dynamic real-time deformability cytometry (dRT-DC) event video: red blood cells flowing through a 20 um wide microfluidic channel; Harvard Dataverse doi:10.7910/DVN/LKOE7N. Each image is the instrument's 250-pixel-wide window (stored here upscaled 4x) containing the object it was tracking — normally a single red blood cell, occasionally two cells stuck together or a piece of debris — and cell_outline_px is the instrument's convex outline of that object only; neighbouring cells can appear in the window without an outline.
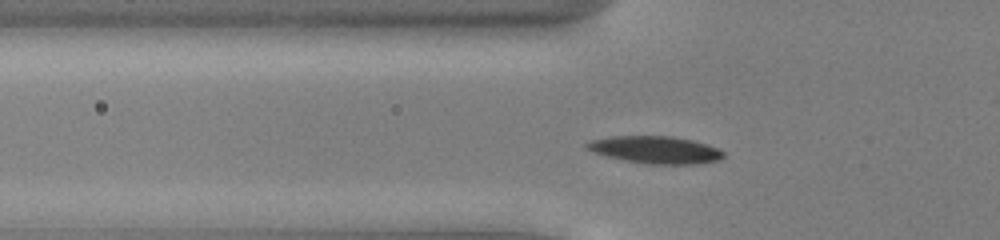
{"species": "common noctule bat (a hibernating species)", "species_latin": "Nyctalus noctula", "temperature_condition": "cold", "stored_images_in_passage": 48, "segment_of_instrument_passage": [1, 2], "camera_frame_rate_fps": 3000, "um_per_image_px": 0.085, "animal": {"sex": "male", "body_mass_g": 13.0, "forearm_length_mm": 53.1}, "frame": {"image": 1, "passage_image": 12, "time_ms": 3.667, "image_size_px": [1000, 240], "cell_outline_px": [[724, 156], [720, 160], [696, 164], [648, 164], [624, 160], [608, 156], [584, 148], [584, 144], [592, 140], [612, 136], [672, 136], [692, 140], [708, 144], [724, 152]], "centroid_in_image_um": [55.73, 12.73], "position_along_channel_um": 70.1, "area_um2": 21.68}}
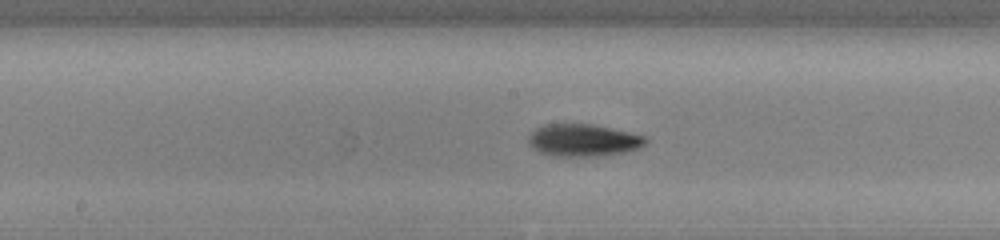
{"frame": {"image": 2, "passage_image": 22, "time_ms": 7.0, "image_size_px": [1000, 240], "cell_outline_px": [[648, 140], [640, 148], [624, 152], [604, 156], [556, 156], [540, 152], [532, 148], [528, 144], [528, 136], [536, 128], [544, 124], [592, 124], [612, 128], [644, 136]], "centroid_in_image_um": [49.56, 11.92], "position_along_channel_um": 198.6, "area_um2": 22.08}}
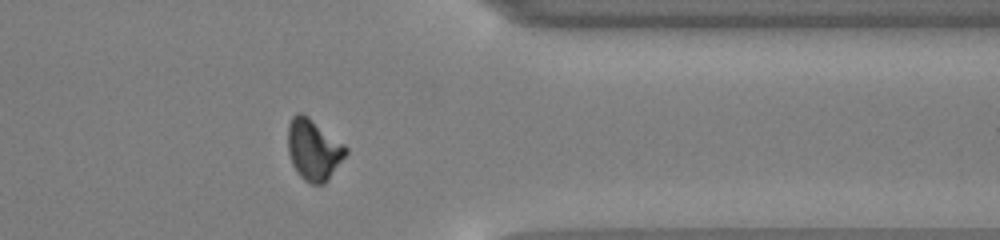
{"frame": {"image": 3, "passage_image": 37, "time_ms": 12.0, "image_size_px": [1000, 240], "cell_outline_px": [[348, 152], [328, 180], [324, 184], [312, 184], [304, 180], [296, 172], [292, 164], [288, 152], [288, 124], [292, 116], [296, 112], [300, 112], [308, 116], [344, 144], [348, 148]], "centroid_in_image_um": [26.64, 12.72], "position_along_channel_um": 384.8, "area_um2": 20.69}}